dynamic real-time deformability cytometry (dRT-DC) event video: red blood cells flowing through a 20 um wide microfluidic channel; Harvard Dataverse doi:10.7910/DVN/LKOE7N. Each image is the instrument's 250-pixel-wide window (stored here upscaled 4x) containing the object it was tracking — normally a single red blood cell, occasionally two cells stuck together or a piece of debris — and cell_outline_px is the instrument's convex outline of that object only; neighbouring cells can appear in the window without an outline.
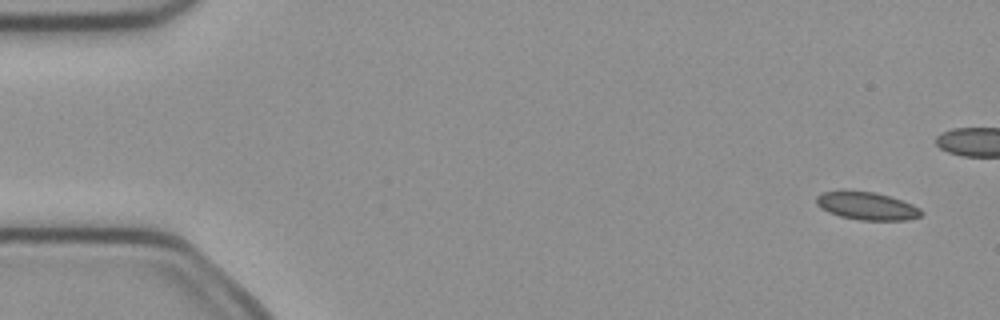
{"species": "common noctule bat (a hibernating species)", "species_latin": "Nyctalus noctula", "temperature_condition": "cold", "stored_images_in_passage": 7, "camera_frame_rate_fps": 3000, "um_per_image_px": 0.085, "animal": {"sex": "female", "body_mass_g": 21.9}, "frame": {"image": 1, "passage_image": 1, "time_ms": 0.0, "image_size_px": [1000, 320], "cell_outline_px": [[924, 212], [920, 216], [908, 220], [860, 220], [840, 216], [828, 212], [820, 208], [816, 204], [816, 196], [824, 192], [844, 188], [876, 192], [912, 204], [920, 208]], "centroid_in_image_um": [73.63, 17.47], "position_along_channel_um": 11.4, "area_um2": 17.46}}
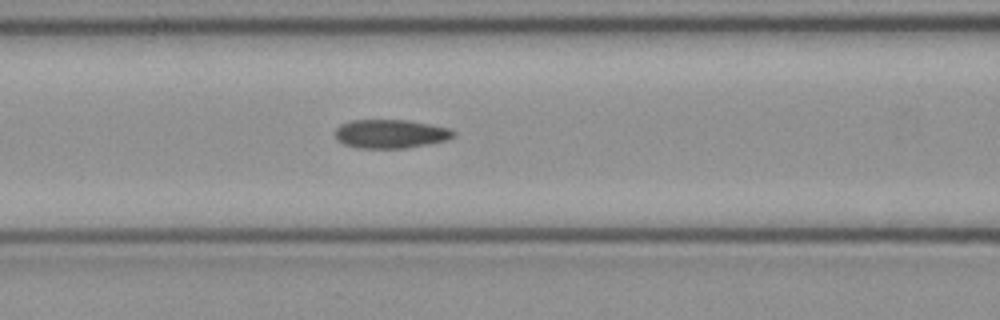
{"frame": {"image": 2, "passage_image": 7, "time_ms": 2.0, "image_size_px": [1000, 320], "cell_outline_px": [[456, 136], [448, 140], [408, 148], [356, 148], [344, 144], [336, 140], [332, 132], [340, 124], [352, 120], [404, 120], [428, 124], [448, 128], [456, 132]], "centroid_in_image_um": [33.16, 11.38], "position_along_channel_um": 133.4, "area_um2": 20.06}}